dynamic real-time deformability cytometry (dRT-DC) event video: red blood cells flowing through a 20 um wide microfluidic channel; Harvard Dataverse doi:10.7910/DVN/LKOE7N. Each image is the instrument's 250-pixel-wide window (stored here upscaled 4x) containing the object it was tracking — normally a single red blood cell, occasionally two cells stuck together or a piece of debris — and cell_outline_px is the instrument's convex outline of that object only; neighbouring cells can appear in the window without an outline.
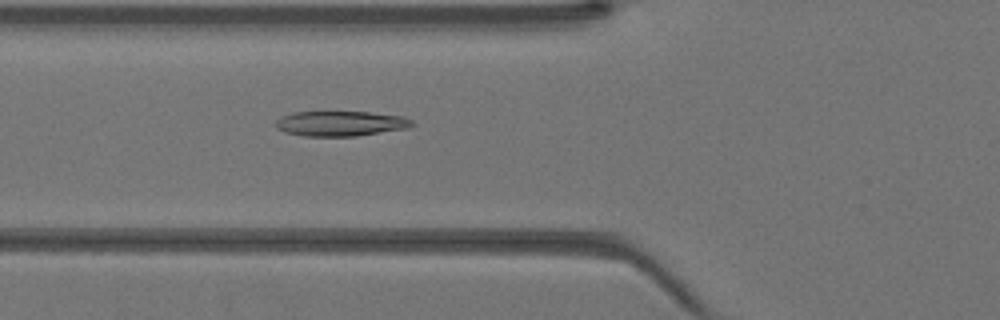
{"species": "Egyptian fruit bat (a non-hibernating species)", "species_latin": "Rousettus aegyptiacus", "temperature_condition": "warm", "stored_images_in_passage": 43, "camera_frame_rate_fps": 3000, "um_per_image_px": 0.085, "animal": {"sex": "female"}, "frame": {"image": 1, "passage_image": 16, "time_ms": 5.0, "image_size_px": [1000, 320], "cell_outline_px": [[416, 124], [412, 128], [356, 136], [304, 136], [284, 132], [276, 128], [276, 120], [284, 116], [296, 112], [372, 112], [404, 116], [412, 120]], "centroid_in_image_um": [29.04, 10.5], "position_along_channel_um": 96.8, "area_um2": 20.11}}
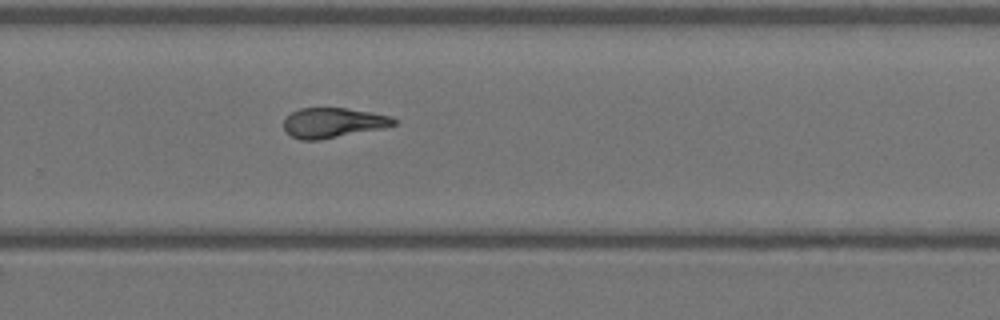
{"frame": {"image": 2, "passage_image": 29, "time_ms": 9.333, "image_size_px": [1000, 320], "cell_outline_px": [[396, 124], [384, 128], [320, 140], [300, 140], [292, 136], [284, 128], [284, 120], [292, 112], [300, 108], [344, 108], [372, 112], [392, 116], [396, 120]], "centroid_in_image_um": [28.34, 10.43], "position_along_channel_um": 301.5, "area_um2": 19.19}}
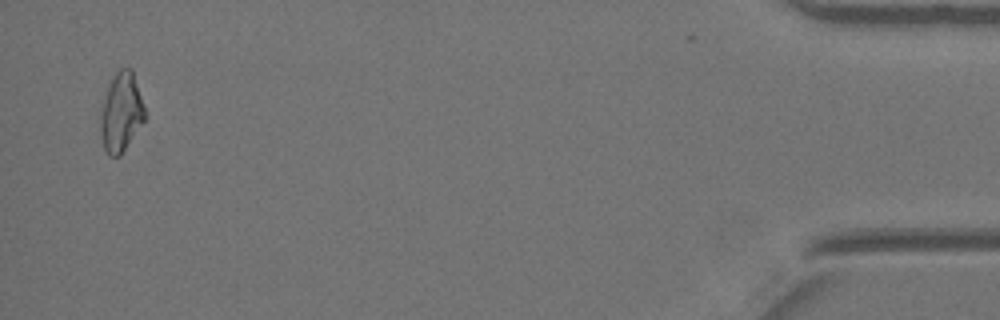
{"frame": {"image": 3, "passage_image": 42, "time_ms": 13.667, "image_size_px": [1000, 320], "cell_outline_px": [[148, 116], [120, 156], [108, 156], [104, 148], [100, 132], [100, 116], [104, 100], [108, 88], [116, 72], [120, 68], [132, 68]], "centroid_in_image_um": [10.33, 9.57], "position_along_channel_um": 424.9, "area_um2": 20.46}}